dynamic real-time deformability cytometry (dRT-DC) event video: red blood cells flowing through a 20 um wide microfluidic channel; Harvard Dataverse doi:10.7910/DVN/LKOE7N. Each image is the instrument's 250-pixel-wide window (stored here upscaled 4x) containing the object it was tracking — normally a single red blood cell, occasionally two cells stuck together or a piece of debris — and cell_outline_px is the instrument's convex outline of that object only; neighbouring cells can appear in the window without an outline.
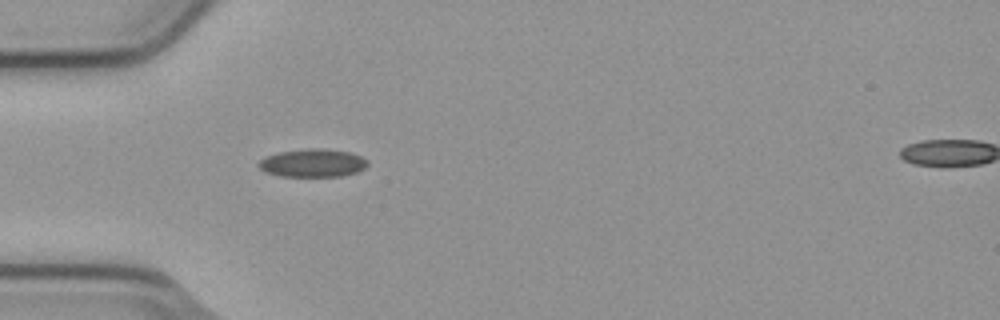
{"species": "common noctule bat (a hibernating species)", "species_latin": "Nyctalus noctula", "temperature_condition": "cold", "stored_images_in_passage": 3, "segment_of_instrument_passage": [1, 2], "camera_frame_rate_fps": 3000, "um_per_image_px": 0.085, "animal": {"sex": "male", "body_mass_g": 23.1, "forearm_length_mm": 52.7}, "frame": {"image": 1, "passage_image": 2, "time_ms": 0.333, "image_size_px": [1000, 320], "cell_outline_px": [[368, 164], [364, 168], [356, 172], [340, 176], [280, 176], [264, 172], [256, 164], [264, 156], [280, 152], [308, 148], [324, 148], [352, 152], [368, 160]], "centroid_in_image_um": [26.56, 13.84], "position_along_channel_um": 58.4, "area_um2": 17.98}}